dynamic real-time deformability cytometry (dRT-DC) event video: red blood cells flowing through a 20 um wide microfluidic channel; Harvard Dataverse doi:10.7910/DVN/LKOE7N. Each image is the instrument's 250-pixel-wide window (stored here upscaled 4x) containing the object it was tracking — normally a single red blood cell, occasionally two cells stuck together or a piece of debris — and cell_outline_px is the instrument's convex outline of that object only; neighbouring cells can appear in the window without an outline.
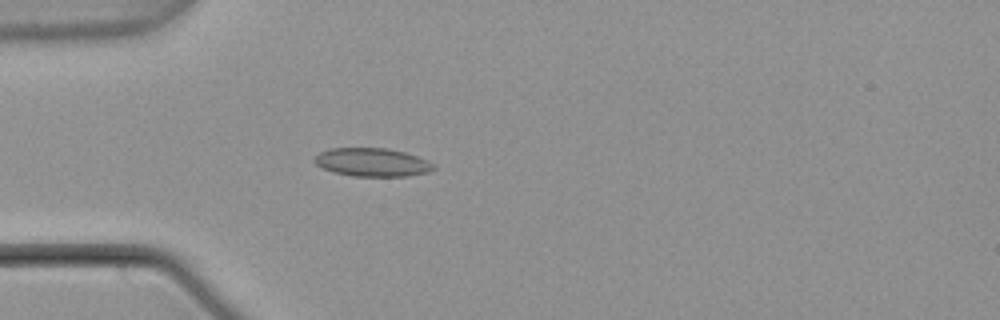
{"species": "common noctule bat (a hibernating species)", "species_latin": "Nyctalus noctula", "temperature_condition": "warm", "stored_images_in_passage": 4, "camera_frame_rate_fps": 3000, "um_per_image_px": 0.085, "animal": {"sex": "male", "body_mass_g": 21.5, "forearm_length_mm": 52.0}, "frame": {"image": 1, "passage_image": 4, "time_ms": 1.0, "image_size_px": [1000, 320], "cell_outline_px": [[436, 168], [428, 172], [408, 176], [352, 176], [332, 172], [316, 164], [312, 160], [320, 152], [332, 148], [388, 148], [404, 152], [428, 160]], "centroid_in_image_um": [31.63, 13.79], "position_along_channel_um": 53.4, "area_um2": 19.65}}